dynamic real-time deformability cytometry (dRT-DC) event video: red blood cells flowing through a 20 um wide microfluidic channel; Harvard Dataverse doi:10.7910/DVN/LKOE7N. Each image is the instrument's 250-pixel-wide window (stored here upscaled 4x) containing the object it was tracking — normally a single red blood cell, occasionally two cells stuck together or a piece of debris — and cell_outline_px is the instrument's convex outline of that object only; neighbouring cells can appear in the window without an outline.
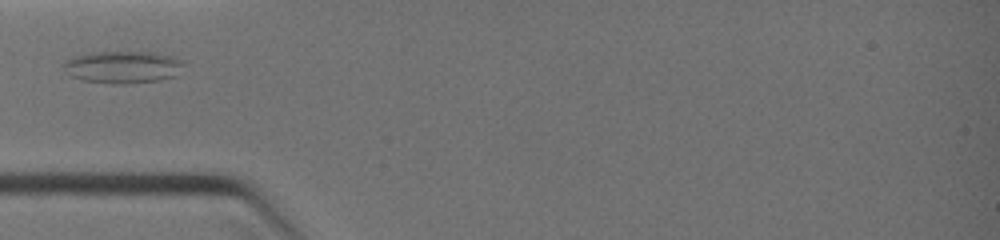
{"species": "common noctule bat (a hibernating species)", "species_latin": "Nyctalus noctula", "temperature_condition": "warm", "stored_images_in_passage": 38, "camera_frame_rate_fps": 3000, "um_per_image_px": 0.085, "animal": {"sex": "female", "body_mass_g": 19.0, "forearm_length_mm": 51.5}, "frame": {"image": 1, "passage_image": 17, "time_ms": 4.0, "image_size_px": [1000, 240], "cell_outline_px": [[184, 64], [176, 76], [160, 80], [124, 84], [116, 84], [84, 80], [72, 76], [64, 72], [64, 60], [72, 56], [96, 52], [152, 52], [168, 56], [180, 60]], "centroid_in_image_um": [10.4, 5.7], "position_along_channel_um": 74.6, "area_um2": 22.43}}